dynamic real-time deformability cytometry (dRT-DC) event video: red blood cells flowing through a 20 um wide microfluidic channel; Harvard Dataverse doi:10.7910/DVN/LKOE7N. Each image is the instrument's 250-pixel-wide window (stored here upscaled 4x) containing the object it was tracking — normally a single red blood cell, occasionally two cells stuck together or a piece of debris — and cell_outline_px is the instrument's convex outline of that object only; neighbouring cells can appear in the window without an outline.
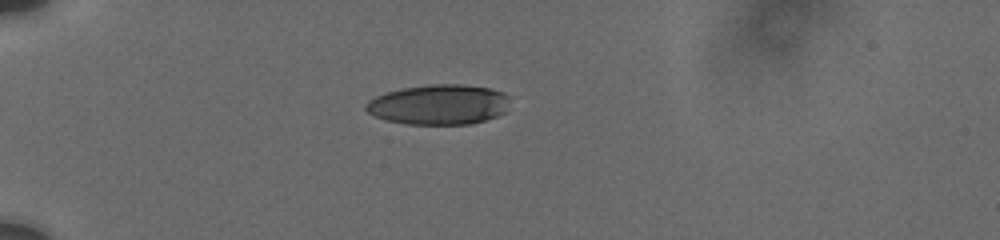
{"species": "human", "species_latin": "Homo sapiens", "temperature_condition": "cold", "stored_images_in_passage": 22, "camera_frame_rate_fps": 3000, "um_per_image_px": 0.085, "donor": {"sex": "male"}, "frame": {"image": 1, "passage_image": 1, "time_ms": 0.0, "image_size_px": [1000, 240], "cell_outline_px": [[508, 96], [504, 112], [496, 116], [472, 124], [404, 124], [388, 120], [376, 116], [368, 112], [364, 108], [364, 104], [368, 100], [376, 96], [388, 92], [404, 88], [432, 84], [460, 84], [492, 88], [504, 92]], "centroid_in_image_um": [37.29, 8.88], "position_along_channel_um": 47.7, "area_um2": 33.47}}
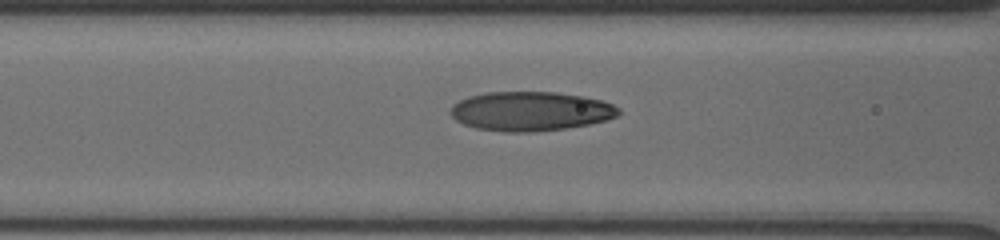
{"frame": {"image": 2, "passage_image": 9, "time_ms": 3.0, "image_size_px": [1000, 240], "cell_outline_px": [[620, 112], [616, 116], [608, 120], [588, 124], [564, 128], [532, 132], [504, 132], [476, 128], [464, 124], [456, 120], [448, 112], [452, 104], [468, 96], [488, 92], [556, 92], [584, 96], [600, 100], [612, 104], [620, 108]], "centroid_in_image_um": [45.07, 9.45], "position_along_channel_um": 121.5, "area_um2": 38.55}}
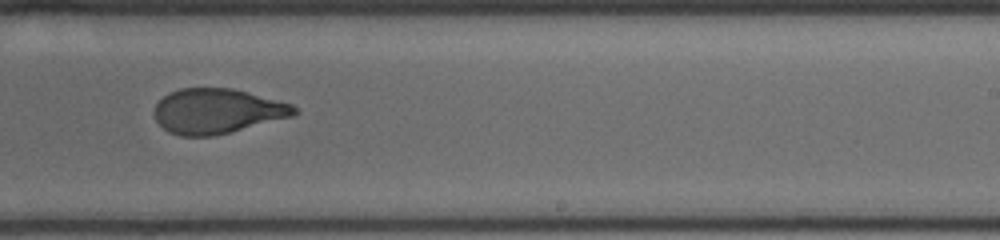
{"frame": {"image": 3, "passage_image": 21, "time_ms": 7.0, "image_size_px": [1000, 240], "cell_outline_px": [[300, 112], [292, 116], [212, 136], [180, 136], [168, 132], [156, 120], [152, 112], [156, 104], [168, 92], [180, 88], [232, 88], [248, 92], [292, 104]], "centroid_in_image_um": [18.42, 9.43], "position_along_channel_um": 270.6, "area_um2": 36.47}}